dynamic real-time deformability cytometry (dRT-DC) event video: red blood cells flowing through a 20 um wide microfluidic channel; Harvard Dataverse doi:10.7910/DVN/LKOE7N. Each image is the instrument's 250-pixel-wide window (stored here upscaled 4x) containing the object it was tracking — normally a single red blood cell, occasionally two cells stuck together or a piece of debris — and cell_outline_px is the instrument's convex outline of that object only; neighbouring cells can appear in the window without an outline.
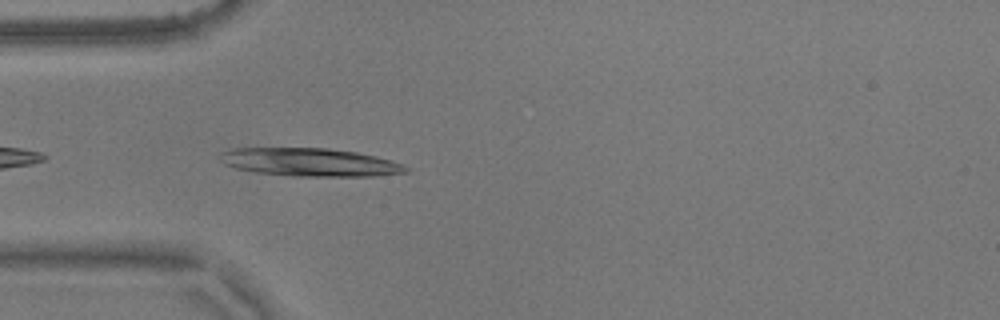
{"species": "common noctule bat (a hibernating species)", "species_latin": "Nyctalus noctula", "temperature_condition": "warm", "stored_images_in_passage": 35, "camera_frame_rate_fps": 3000, "um_per_image_px": 0.085, "animal": {"sex": "male", "body_mass_g": 17.9}, "frame": {"image": 1, "passage_image": 3, "time_ms": 0.667, "image_size_px": [1000, 320], "cell_outline_px": [[412, 168], [408, 172], [372, 176], [292, 176], [256, 172], [236, 168], [224, 164], [220, 160], [220, 152], [232, 148], [328, 148], [356, 152], [376, 156], [392, 160]], "centroid_in_image_um": [26.36, 13.79], "position_along_channel_um": 58.6, "area_um2": 30.58}}
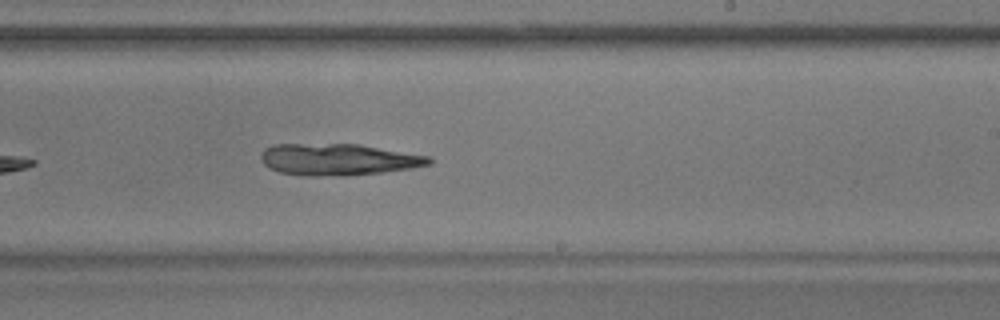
{"frame": {"image": 2, "passage_image": 20, "time_ms": 6.333, "image_size_px": [1000, 320], "cell_outline_px": [[432, 164], [412, 168], [384, 172], [320, 176], [308, 176], [280, 172], [268, 168], [264, 164], [260, 156], [264, 148], [272, 144], [360, 144], [428, 156], [432, 160]], "centroid_in_image_um": [28.72, 13.54], "position_along_channel_um": 260.3, "area_um2": 30.81}}
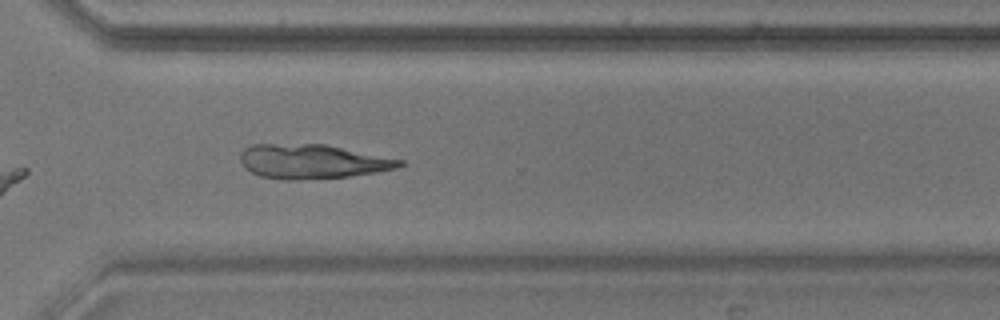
{"frame": {"image": 3, "passage_image": 27, "time_ms": 8.667, "image_size_px": [1000, 320], "cell_outline_px": [[404, 164], [396, 168], [376, 172], [348, 176], [296, 180], [284, 180], [260, 176], [244, 168], [240, 160], [240, 152], [244, 148], [252, 144], [324, 144], [404, 160]], "centroid_in_image_um": [26.5, 13.72], "position_along_channel_um": 344.1, "area_um2": 31.79}}